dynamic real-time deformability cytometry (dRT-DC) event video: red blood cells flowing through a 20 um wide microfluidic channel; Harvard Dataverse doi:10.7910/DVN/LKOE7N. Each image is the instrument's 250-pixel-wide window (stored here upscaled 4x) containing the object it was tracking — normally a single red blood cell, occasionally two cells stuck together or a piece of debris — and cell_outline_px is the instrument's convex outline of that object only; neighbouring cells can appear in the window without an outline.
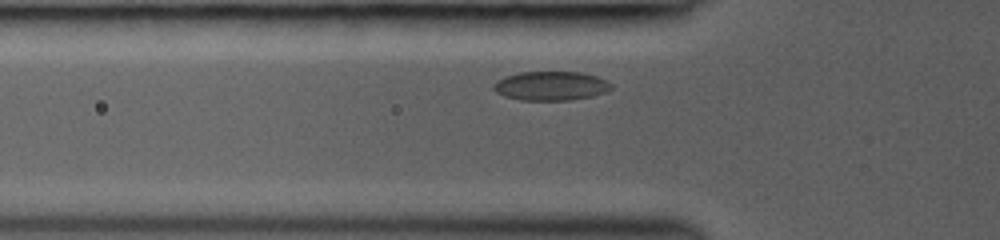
{"species": "common noctule bat (a hibernating species)", "species_latin": "Nyctalus noctula", "temperature_condition": "room temperature", "stored_images_in_passage": 29, "camera_frame_rate_fps": 3000, "um_per_image_px": 0.085, "animal": {"sex": "female", "body_mass_g": 19.0, "forearm_length_mm": 53.3}, "frame": {"image": 1, "passage_image": 4, "time_ms": 1.0, "image_size_px": [1000, 240], "cell_outline_px": [[612, 88], [604, 92], [592, 96], [572, 100], [520, 100], [504, 96], [496, 92], [492, 88], [492, 84], [496, 80], [504, 76], [520, 72], [580, 72], [596, 76], [608, 80], [612, 84]], "centroid_in_image_um": [46.8, 7.3], "position_along_channel_um": 79.0, "area_um2": 20.11}}
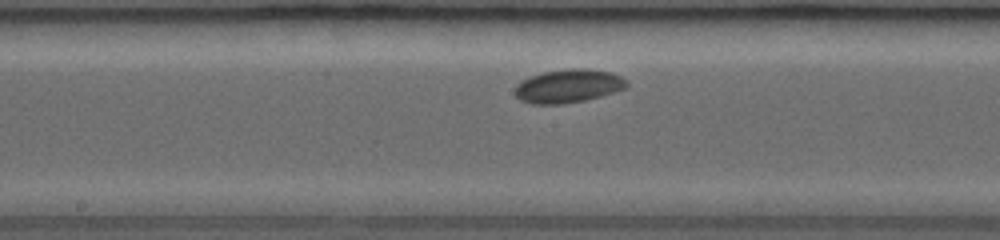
{"frame": {"image": 2, "passage_image": 13, "time_ms": 4.0, "image_size_px": [1000, 240], "cell_outline_px": [[628, 84], [624, 88], [600, 96], [584, 100], [560, 104], [532, 104], [520, 100], [516, 96], [516, 84], [520, 80], [544, 72], [572, 68], [588, 68], [612, 72], [628, 80]], "centroid_in_image_um": [48.3, 7.3], "position_along_channel_um": 199.9, "area_um2": 21.68}}
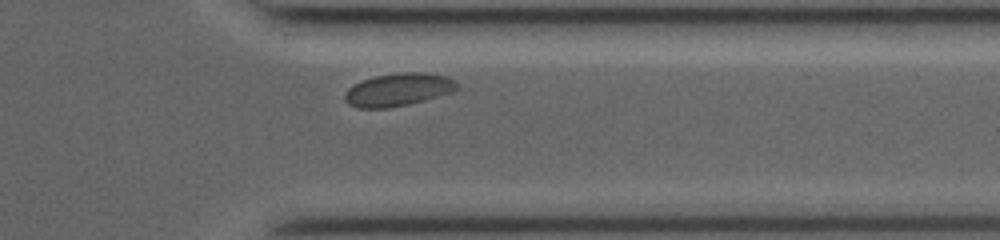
{"frame": {"image": 3, "passage_image": 26, "time_ms": 8.333, "image_size_px": [1000, 240], "cell_outline_px": [[456, 88], [452, 92], [424, 100], [408, 104], [388, 108], [360, 108], [348, 104], [344, 100], [344, 92], [348, 88], [364, 80], [376, 76], [408, 72], [424, 72], [448, 76], [456, 80]], "centroid_in_image_um": [33.85, 7.62], "position_along_channel_um": 377.6, "area_um2": 21.27}}